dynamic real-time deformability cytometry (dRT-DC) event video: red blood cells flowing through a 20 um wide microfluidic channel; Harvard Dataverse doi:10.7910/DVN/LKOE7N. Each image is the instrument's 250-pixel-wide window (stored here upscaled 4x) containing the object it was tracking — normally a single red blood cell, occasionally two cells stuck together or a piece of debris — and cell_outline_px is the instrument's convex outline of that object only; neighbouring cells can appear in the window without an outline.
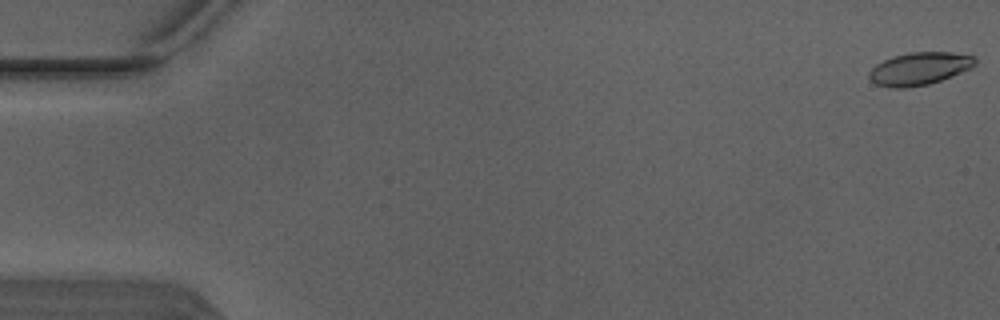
{"species": "Egyptian fruit bat (a non-hibernating species)", "species_latin": "Rousettus aegyptiacus", "temperature_condition": "warm", "stored_images_in_passage": 5, "camera_frame_rate_fps": 3000, "um_per_image_px": 0.085, "animal": {"sex": "male"}, "frame": {"image": 1, "passage_image": 1, "time_ms": 0.0, "image_size_px": [1000, 320], "cell_outline_px": [[976, 64], [972, 68], [940, 80], [928, 84], [904, 88], [888, 88], [876, 84], [868, 76], [868, 72], [876, 64], [892, 56], [912, 52], [952, 52], [976, 56]], "centroid_in_image_um": [78.15, 5.83], "position_along_channel_um": 6.8, "area_um2": 20.23}}
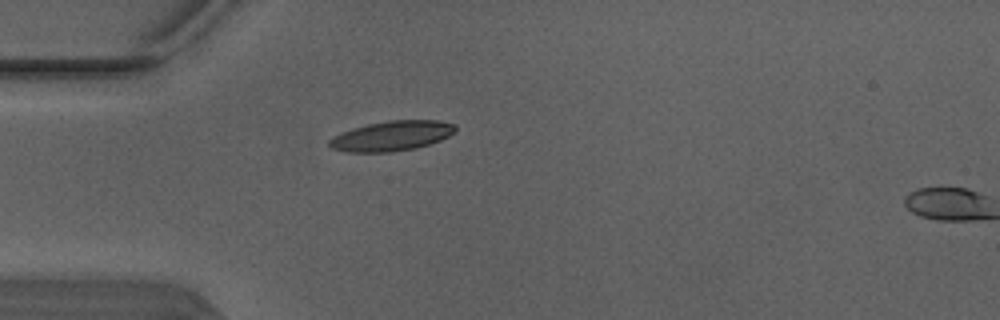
{"frame": {"image": 2, "passage_image": 4, "time_ms": 1.0, "image_size_px": [1000, 320], "cell_outline_px": [[456, 132], [440, 140], [416, 148], [392, 152], [348, 152], [332, 148], [328, 144], [328, 140], [332, 136], [340, 132], [352, 128], [368, 124], [388, 120], [440, 120], [456, 124]], "centroid_in_image_um": [33.29, 11.54], "position_along_channel_um": 51.7, "area_um2": 22.2}}